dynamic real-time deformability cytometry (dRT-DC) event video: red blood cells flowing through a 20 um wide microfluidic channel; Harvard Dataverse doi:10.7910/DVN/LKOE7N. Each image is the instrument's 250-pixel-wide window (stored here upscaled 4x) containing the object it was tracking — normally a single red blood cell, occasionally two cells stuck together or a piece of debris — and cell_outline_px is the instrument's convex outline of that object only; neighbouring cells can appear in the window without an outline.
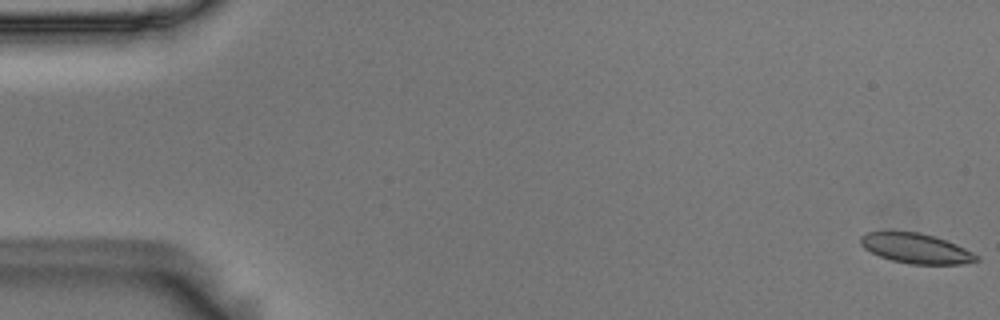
{"species": "Egyptian fruit bat (a non-hibernating species)", "species_latin": "Rousettus aegyptiacus", "temperature_condition": "room temperature", "stored_images_in_passage": 56, "camera_frame_rate_fps": 3000, "um_per_image_px": 0.085, "animal": {"sex": "male"}, "frame": {"image": 1, "passage_image": 1, "time_ms": 0.0, "image_size_px": [1000, 320], "cell_outline_px": [[980, 260], [960, 264], [908, 264], [892, 260], [880, 256], [864, 248], [860, 244], [860, 236], [868, 232], [892, 228], [920, 232], [956, 244], [980, 256]], "centroid_in_image_um": [77.79, 21.07], "position_along_channel_um": 7.2, "area_um2": 20.75}}
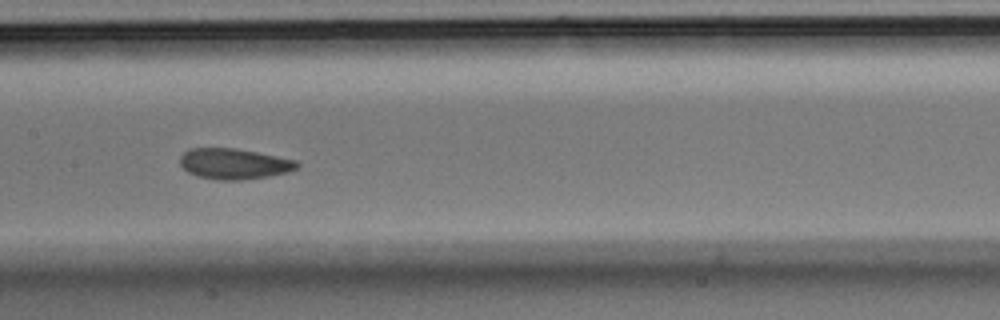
{"frame": {"image": 2, "passage_image": 28, "time_ms": 9.0, "image_size_px": [1000, 320], "cell_outline_px": [[300, 164], [296, 168], [288, 172], [268, 176], [240, 180], [216, 180], [196, 176], [188, 172], [180, 164], [180, 156], [184, 152], [192, 148], [236, 148], [296, 160]], "centroid_in_image_um": [19.87, 13.92], "position_along_channel_um": 187.5, "area_um2": 20.87}}
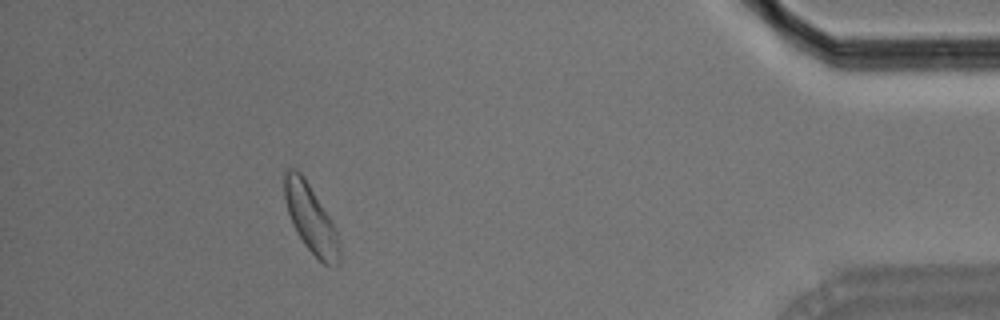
{"frame": {"image": 3, "passage_image": 51, "time_ms": 16.667, "image_size_px": [1000, 320], "cell_outline_px": [[340, 260], [332, 268], [324, 264], [304, 244], [296, 232], [292, 224], [288, 212], [284, 196], [284, 172], [288, 168], [296, 168], [304, 176], [336, 228], [340, 248]], "centroid_in_image_um": [26.41, 18.58], "position_along_channel_um": 408.8, "area_um2": 21.73}, "authors_computed_cell_mechanics": {"area_um2": 20.9236, "velocity_mm_per_s": 3.5912, "shape_relaxation_time_tau1_ms": 2.879, "shape_relaxation_time_tau2_ms": 6.0927, "deformation_change_tau1": 0.0888, "deformation_change_tau2": 0.0854}}